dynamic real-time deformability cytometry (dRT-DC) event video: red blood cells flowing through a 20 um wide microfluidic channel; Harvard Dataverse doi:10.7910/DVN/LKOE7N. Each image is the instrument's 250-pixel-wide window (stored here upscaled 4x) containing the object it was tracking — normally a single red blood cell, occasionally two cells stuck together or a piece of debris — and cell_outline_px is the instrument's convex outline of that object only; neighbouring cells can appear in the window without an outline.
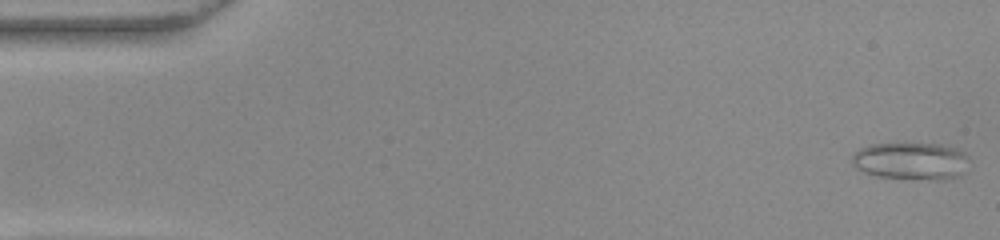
{"species": "common noctule bat (a hibernating species)", "species_latin": "Nyctalus noctula", "temperature_condition": "warm", "stored_images_in_passage": 52, "camera_frame_rate_fps": 3000, "um_per_image_px": 0.085, "animal": {"sex": "female", "body_mass_g": 22.0, "forearm_length_mm": 56.7}, "frame": {"image": 1, "passage_image": 1, "time_ms": 0.0, "image_size_px": [1000, 240], "cell_outline_px": [[968, 156], [960, 172], [956, 176], [944, 180], [932, 180], [876, 176], [864, 172], [856, 168], [852, 164], [852, 152], [860, 148], [872, 144], [940, 144], [956, 148], [964, 152]], "centroid_in_image_um": [77.36, 13.68], "position_along_channel_um": 7.6, "area_um2": 25.2}}
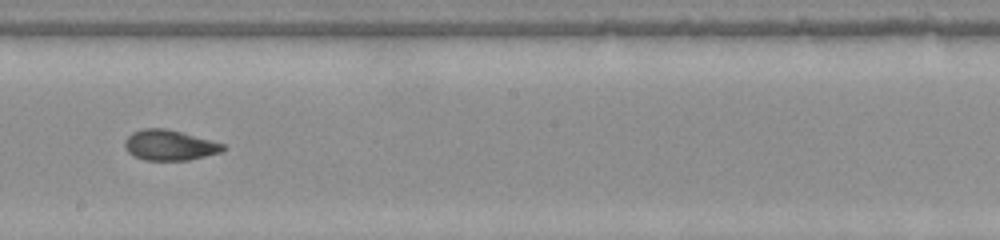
{"frame": {"image": 2, "passage_image": 29, "time_ms": 9.333, "image_size_px": [1000, 240], "cell_outline_px": [[224, 148], [220, 152], [188, 160], [144, 160], [132, 156], [124, 148], [124, 140], [132, 132], [144, 128], [164, 128], [212, 140], [224, 144]], "centroid_in_image_um": [14.35, 12.34], "position_along_channel_um": 233.9, "area_um2": 17.34}}
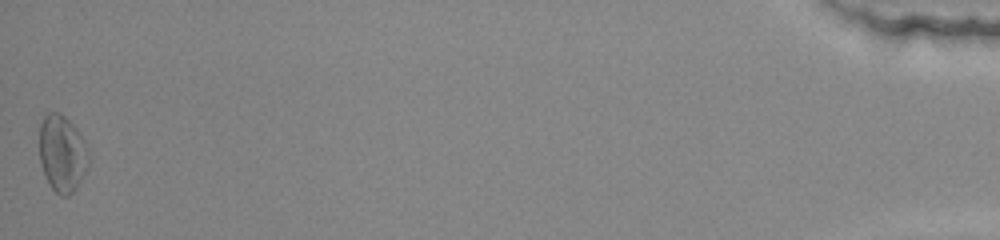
{"frame": {"image": 3, "passage_image": 52, "time_ms": 17.0, "image_size_px": [1000, 240], "cell_outline_px": [[88, 168], [76, 188], [68, 196], [60, 196], [48, 184], [40, 164], [40, 124], [44, 116], [48, 112], [60, 112], [72, 124], [84, 140], [88, 148]], "centroid_in_image_um": [5.28, 13.06], "position_along_channel_um": 429.9, "area_um2": 22.08}, "authors_computed_cell_mechanics": {"area_um2": 18.207, "velocity_mm_per_s": 3.8811, "shape_relaxation_time_tau1_ms": 8.2802, "shape_relaxation_time_tau2_ms": 2.2341, "deformation_change_tau1": 0.176, "deformation_change_tau2": 0.0732}}